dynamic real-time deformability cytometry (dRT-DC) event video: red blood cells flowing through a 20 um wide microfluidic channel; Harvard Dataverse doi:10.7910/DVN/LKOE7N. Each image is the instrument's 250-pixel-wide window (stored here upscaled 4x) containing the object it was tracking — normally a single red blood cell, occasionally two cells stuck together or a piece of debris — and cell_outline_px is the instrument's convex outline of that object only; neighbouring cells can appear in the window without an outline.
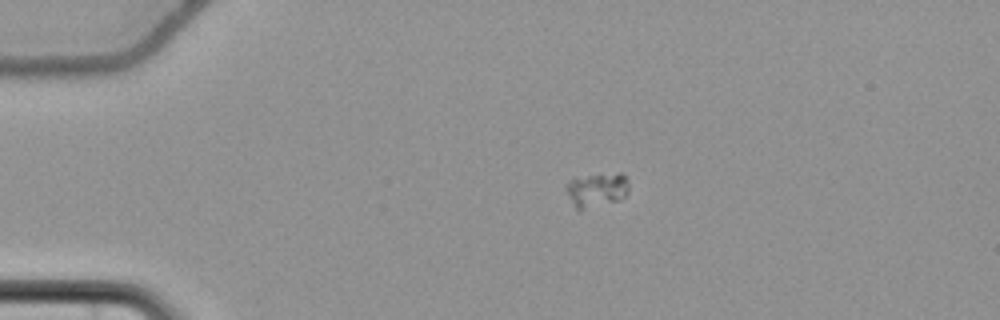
{"species": "common noctule bat (a hibernating species)", "species_latin": "Nyctalus noctula", "temperature_condition": "cold", "stored_images_in_passage": 41, "camera_frame_rate_fps": 3000, "um_per_image_px": 0.085, "animal": {"sex": "female", "body_mass_g": 22.7, "forearm_length_mm": 54.2}, "frame": {"image": 1, "passage_image": 1, "time_ms": 0.0, "image_size_px": [1000, 320], "cell_outline_px": [[628, 192], [624, 196], [616, 200], [580, 212], [576, 208], [564, 188], [564, 184], [572, 180], [588, 176], [620, 172], [628, 180]], "centroid_in_image_um": [50.71, 16.16], "position_along_channel_um": 34.3, "area_um2": 12.37}}
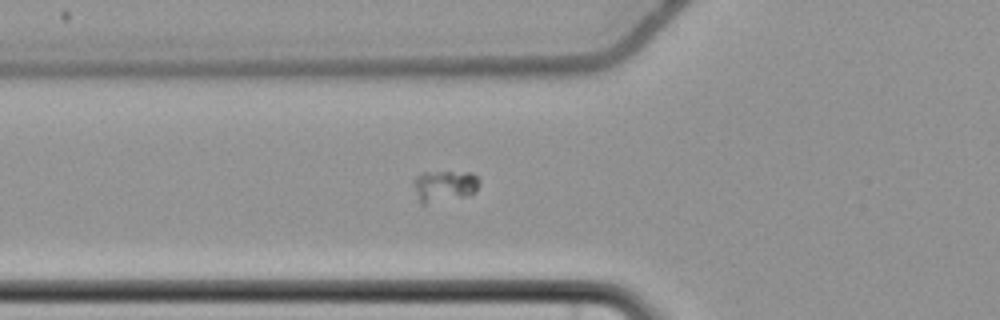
{"frame": {"image": 2, "passage_image": 10, "time_ms": 3.0, "image_size_px": [1000, 320], "cell_outline_px": [[480, 184], [476, 192], [464, 196], [424, 204], [420, 204], [412, 180], [420, 172], [472, 172], [480, 180]], "centroid_in_image_um": [37.77, 15.78], "position_along_channel_um": 88.0, "area_um2": 12.08}}
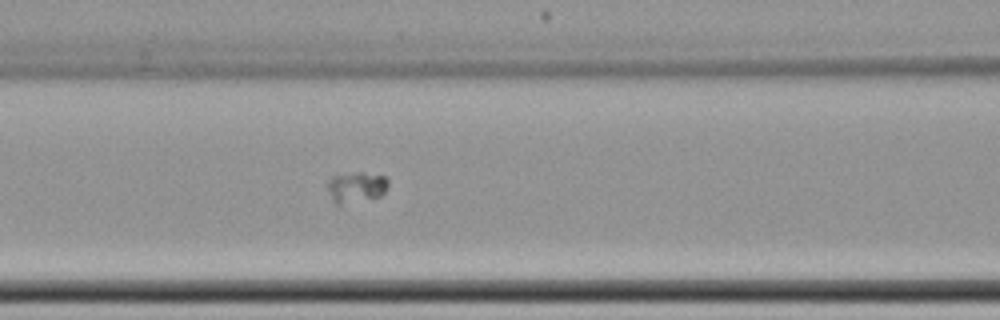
{"frame": {"image": 3, "passage_image": 14, "time_ms": 4.333, "image_size_px": [1000, 320], "cell_outline_px": [[388, 184], [384, 192], [380, 196], [340, 204], [336, 204], [332, 200], [328, 188], [328, 180], [332, 176], [356, 172], [364, 172], [384, 176], [388, 180]], "centroid_in_image_um": [30.27, 15.88], "position_along_channel_um": 136.3, "area_um2": 10.64}}